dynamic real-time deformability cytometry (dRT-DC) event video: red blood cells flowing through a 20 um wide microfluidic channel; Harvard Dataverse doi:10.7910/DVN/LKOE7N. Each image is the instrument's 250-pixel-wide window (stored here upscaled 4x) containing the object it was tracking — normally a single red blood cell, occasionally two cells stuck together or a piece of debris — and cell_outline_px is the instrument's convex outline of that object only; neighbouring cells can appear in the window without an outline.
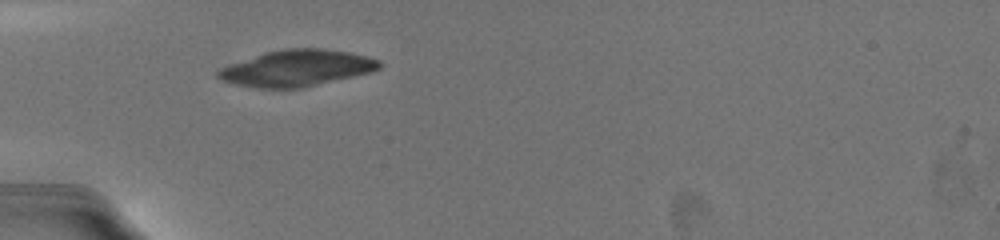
{"species": "common noctule bat (a hibernating species)", "species_latin": "Nyctalus noctula", "temperature_condition": "warm", "stored_images_in_passage": 19, "camera_frame_rate_fps": 3000, "um_per_image_px": 0.085, "animal": {"sex": "female", "body_mass_g": 19.5, "forearm_length_mm": 54.1}, "frame": {"image": 1, "passage_image": 1, "time_ms": 0.0, "image_size_px": [1000, 240], "cell_outline_px": [[384, 64], [380, 68], [372, 72], [300, 88], [260, 88], [240, 84], [224, 80], [216, 76], [216, 68], [264, 52], [288, 48], [324, 48], [348, 52], [368, 56], [380, 60]], "centroid_in_image_um": [25.24, 5.77], "position_along_channel_um": 59.8, "area_um2": 34.16}}